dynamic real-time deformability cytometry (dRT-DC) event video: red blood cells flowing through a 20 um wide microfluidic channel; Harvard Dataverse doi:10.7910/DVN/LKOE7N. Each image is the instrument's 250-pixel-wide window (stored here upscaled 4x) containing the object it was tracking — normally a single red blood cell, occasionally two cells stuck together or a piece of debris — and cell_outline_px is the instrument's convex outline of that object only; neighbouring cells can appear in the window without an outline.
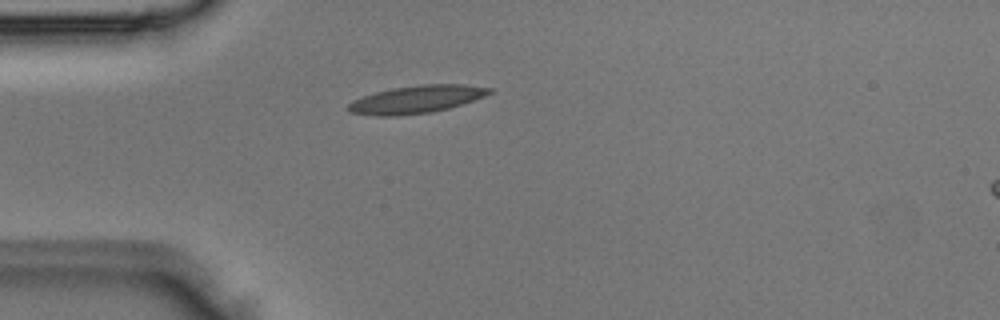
{"species": "Egyptian fruit bat (a non-hibernating species)", "species_latin": "Rousettus aegyptiacus", "temperature_condition": "room temperature", "stored_images_in_passage": 4, "camera_frame_rate_fps": 3000, "um_per_image_px": 0.085, "animal": {"sex": "male"}, "frame": {"image": 1, "passage_image": 4, "time_ms": 1.0, "image_size_px": [1000, 320], "cell_outline_px": [[492, 92], [484, 96], [448, 108], [432, 112], [396, 116], [376, 116], [352, 112], [348, 108], [348, 104], [352, 100], [376, 92], [392, 88], [420, 84], [464, 84], [492, 88]], "centroid_in_image_um": [35.39, 8.44], "position_along_channel_um": 49.6, "area_um2": 22.54}}